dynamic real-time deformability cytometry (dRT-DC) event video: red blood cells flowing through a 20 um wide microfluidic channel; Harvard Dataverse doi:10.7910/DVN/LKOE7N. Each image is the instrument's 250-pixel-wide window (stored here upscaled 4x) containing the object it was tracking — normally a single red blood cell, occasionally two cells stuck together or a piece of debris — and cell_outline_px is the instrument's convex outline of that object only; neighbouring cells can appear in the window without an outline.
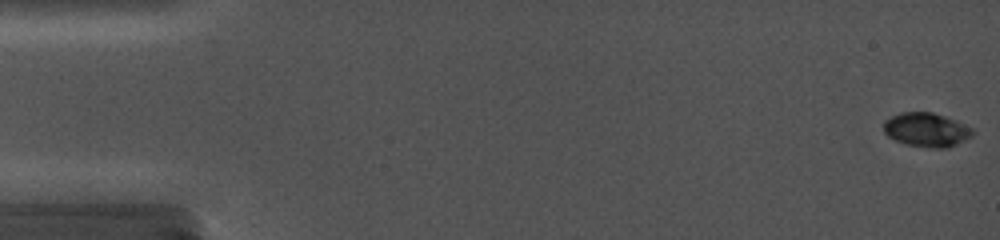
{"species": "common noctule bat (a hibernating species)", "species_latin": "Nyctalus noctula", "temperature_condition": "cold", "stored_images_in_passage": 26, "camera_frame_rate_fps": 5000, "um_per_image_px": 0.085, "animal": {"sex": "female", "body_mass_g": 19.0, "forearm_length_mm": 56.7}, "frame": {"image": 1, "passage_image": 1, "time_ms": 0.0, "image_size_px": [1000, 240], "cell_outline_px": [[972, 136], [948, 148], [932, 148], [904, 144], [888, 136], [884, 132], [884, 120], [900, 112], [932, 112], [956, 120], [972, 128]], "centroid_in_image_um": [78.73, 11.03], "position_along_channel_um": 6.3, "area_um2": 17.57}}
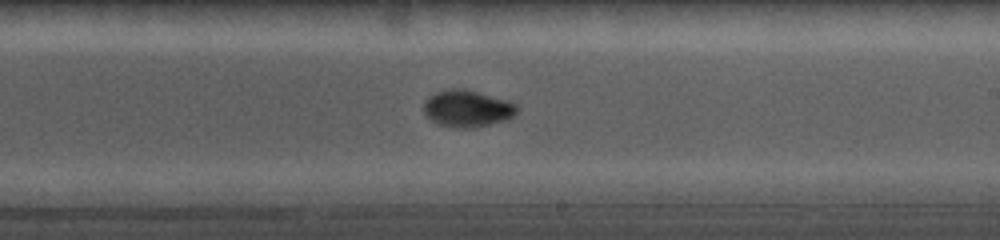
{"frame": {"image": 2, "passage_image": 16, "time_ms": 10.4, "image_size_px": [1000, 240], "cell_outline_px": [[516, 112], [512, 116], [504, 120], [488, 124], [468, 128], [464, 128], [440, 124], [432, 120], [424, 112], [424, 100], [428, 96], [444, 88], [464, 88], [508, 100], [516, 104]], "centroid_in_image_um": [39.68, 9.18], "position_along_channel_um": 249.3, "area_um2": 19.77}}
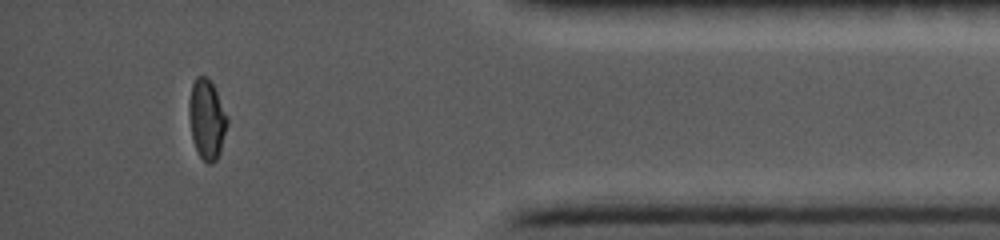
{"frame": {"image": 3, "passage_image": 24, "time_ms": 15.4, "image_size_px": [1000, 240], "cell_outline_px": [[228, 120], [220, 152], [216, 160], [212, 164], [208, 164], [200, 156], [196, 148], [192, 136], [188, 112], [188, 100], [192, 84], [196, 76], [204, 76], [212, 84], [228, 116]], "centroid_in_image_um": [17.57, 10.13], "position_along_channel_um": 417.6, "area_um2": 17.57}, "authors_computed_cell_mechanics": {"area_um2": 18.0625, "velocity_mm_per_s": 3.7813, "shape_relaxation_time_tau1_ms": 8.3471, "shape_relaxation_time_tau2_ms": null, "deformation_change_tau1": 0.2009, "deformation_change_tau2": null}}